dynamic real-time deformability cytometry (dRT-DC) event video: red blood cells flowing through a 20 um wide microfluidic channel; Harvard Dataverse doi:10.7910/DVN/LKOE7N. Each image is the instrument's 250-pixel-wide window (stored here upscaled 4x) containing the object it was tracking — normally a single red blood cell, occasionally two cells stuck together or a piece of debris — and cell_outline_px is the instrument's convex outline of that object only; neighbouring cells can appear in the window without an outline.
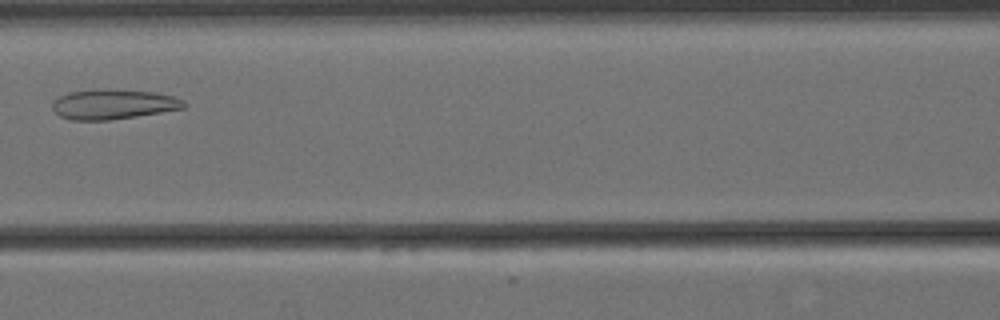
{"species": "Egyptian fruit bat (a non-hibernating species)", "species_latin": "Rousettus aegyptiacus", "temperature_condition": "cold", "stored_images_in_passage": 8, "camera_frame_rate_fps": 3000, "um_per_image_px": 0.085, "animal": {"sex": "female"}, "frame": {"image": 1, "passage_image": 5, "time_ms": 1.333, "image_size_px": [1000, 320], "cell_outline_px": [[188, 104], [184, 108], [112, 120], [72, 120], [60, 116], [52, 108], [52, 104], [60, 96], [68, 92], [100, 88], [108, 88], [156, 92], [172, 96], [184, 100]], "centroid_in_image_um": [9.64, 8.84], "position_along_channel_um": 157.0, "area_um2": 23.12}}
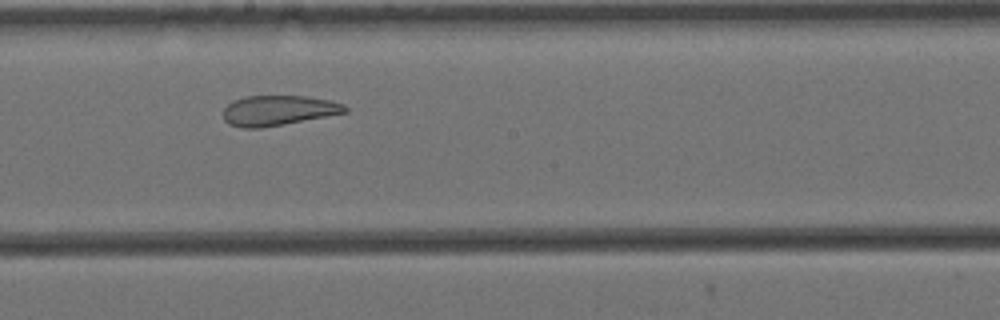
{"frame": {"image": 2, "passage_image": 7, "time_ms": 2.0, "image_size_px": [1000, 320], "cell_outline_px": [[348, 112], [260, 128], [240, 128], [228, 124], [224, 120], [224, 108], [228, 104], [236, 100], [248, 96], [304, 96], [332, 100], [344, 104], [348, 108]], "centroid_in_image_um": [23.66, 9.39], "position_along_channel_um": 224.5, "area_um2": 21.21}}
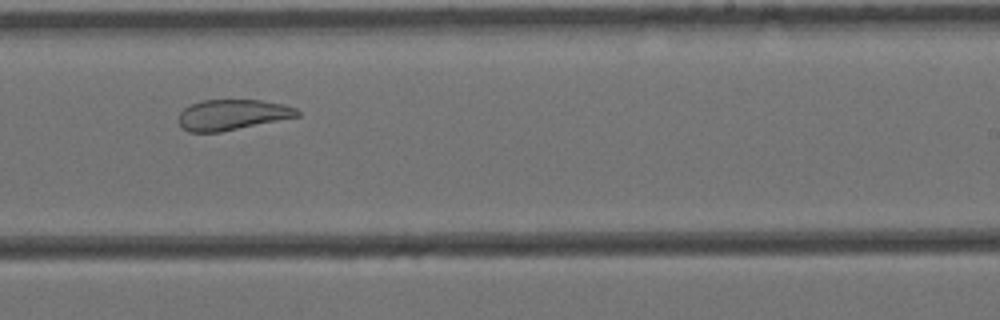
{"frame": {"image": 3, "passage_image": 8, "time_ms": 2.333, "image_size_px": [1000, 320], "cell_outline_px": [[300, 116], [220, 132], [188, 132], [176, 120], [180, 112], [184, 108], [200, 100], [260, 100], [284, 104], [296, 108], [300, 112]], "centroid_in_image_um": [19.73, 9.75], "position_along_channel_um": 269.3, "area_um2": 21.15}}